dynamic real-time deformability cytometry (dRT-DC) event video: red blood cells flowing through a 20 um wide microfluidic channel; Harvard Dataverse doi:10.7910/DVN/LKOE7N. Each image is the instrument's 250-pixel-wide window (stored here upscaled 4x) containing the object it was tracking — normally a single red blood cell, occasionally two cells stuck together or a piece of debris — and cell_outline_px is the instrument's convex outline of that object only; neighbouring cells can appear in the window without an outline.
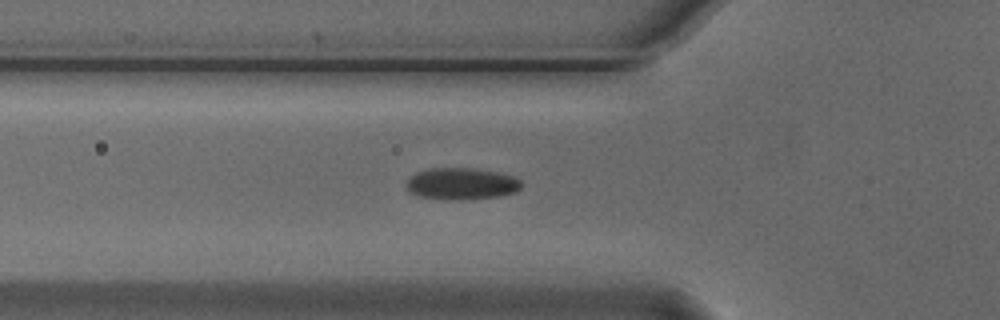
{"species": "Egyptian fruit bat (a non-hibernating species)", "species_latin": "Rousettus aegyptiacus", "temperature_condition": "cold", "stored_images_in_passage": 40, "camera_frame_rate_fps": 3000, "um_per_image_px": 0.085, "animal": {"sex": "male"}, "frame": {"image": 1, "passage_image": 10, "time_ms": 3.0, "image_size_px": [1000, 320], "cell_outline_px": [[520, 188], [516, 192], [500, 196], [456, 200], [452, 200], [416, 196], [408, 192], [404, 184], [408, 176], [416, 172], [428, 168], [472, 168], [496, 172], [516, 176], [520, 180]], "centroid_in_image_um": [39.16, 15.61], "position_along_channel_um": 86.6, "area_um2": 21.62}}
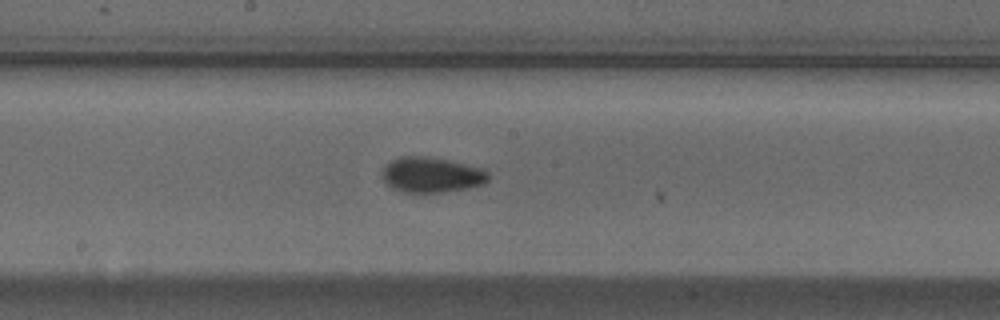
{"frame": {"image": 2, "passage_image": 20, "time_ms": 6.333, "image_size_px": [1000, 320], "cell_outline_px": [[488, 180], [484, 184], [468, 188], [440, 192], [404, 192], [392, 188], [380, 176], [380, 172], [384, 164], [400, 156], [424, 156], [448, 160], [484, 168], [488, 172]], "centroid_in_image_um": [36.65, 14.85], "position_along_channel_um": 211.6, "area_um2": 22.02}}
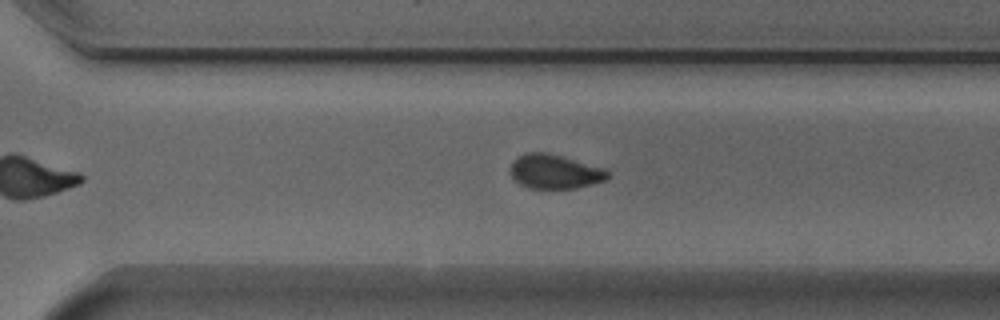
{"frame": {"image": 3, "passage_image": 29, "time_ms": 9.333, "image_size_px": [1000, 320], "cell_outline_px": [[608, 176], [604, 180], [592, 184], [576, 188], [528, 188], [520, 184], [508, 172], [508, 168], [512, 160], [528, 152], [548, 152], [604, 168], [608, 172]], "centroid_in_image_um": [47.1, 14.58], "position_along_channel_um": 323.5, "area_um2": 19.42}, "authors_computed_cell_mechanics": {"area_um2": 20.8369, "velocity_mm_per_s": 3.7395, "shape_relaxation_time_tau1_ms": 4.1559, "shape_relaxation_time_tau2_ms": 2.1193, "deformation_change_tau1": 0.1009, "deformation_change_tau2": 0.0638}}